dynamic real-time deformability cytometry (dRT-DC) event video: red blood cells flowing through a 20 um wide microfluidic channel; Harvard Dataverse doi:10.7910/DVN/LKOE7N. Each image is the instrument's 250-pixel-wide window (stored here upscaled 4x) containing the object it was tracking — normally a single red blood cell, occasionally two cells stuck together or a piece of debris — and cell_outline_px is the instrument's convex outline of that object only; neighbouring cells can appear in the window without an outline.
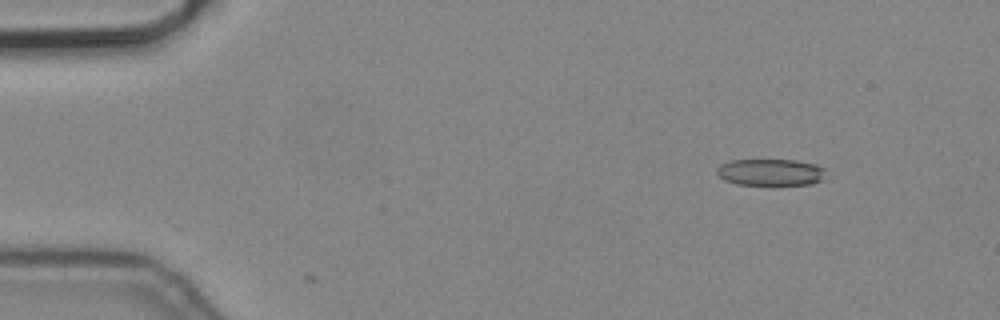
{"species": "common noctule bat (a hibernating species)", "species_latin": "Nyctalus noctula", "temperature_condition": "cold", "stored_images_in_passage": 5, "camera_frame_rate_fps": 3000, "um_per_image_px": 0.085, "animal": {"sex": "male", "body_mass_g": 19.2, "forearm_length_mm": 51.8}, "frame": {"image": 1, "passage_image": 2, "time_ms": 0.333, "image_size_px": [1000, 320], "cell_outline_px": [[824, 168], [820, 180], [812, 184], [736, 184], [724, 180], [716, 172], [716, 168], [720, 164], [728, 160], [796, 160], [816, 164]], "centroid_in_image_um": [65.43, 14.62], "position_along_channel_um": 19.6, "area_um2": 16.76}}
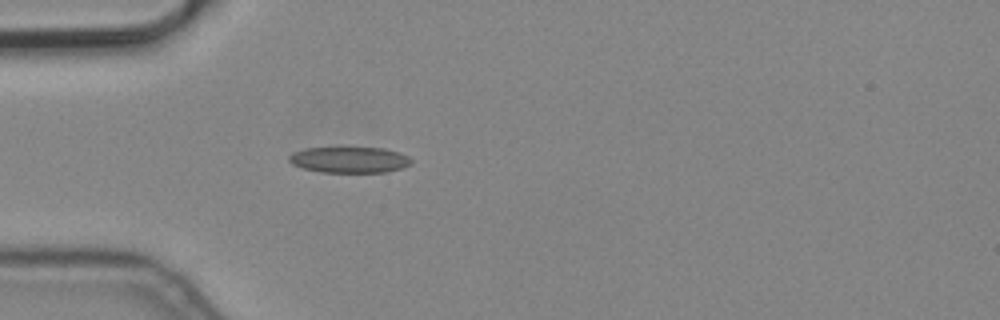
{"frame": {"image": 2, "passage_image": 5, "time_ms": 1.333, "image_size_px": [1000, 320], "cell_outline_px": [[412, 164], [404, 168], [384, 172], [320, 172], [304, 168], [292, 164], [288, 160], [288, 156], [292, 152], [304, 148], [384, 148], [400, 152], [408, 156], [412, 160]], "centroid_in_image_um": [29.72, 13.58], "position_along_channel_um": 55.3, "area_um2": 18.61}}